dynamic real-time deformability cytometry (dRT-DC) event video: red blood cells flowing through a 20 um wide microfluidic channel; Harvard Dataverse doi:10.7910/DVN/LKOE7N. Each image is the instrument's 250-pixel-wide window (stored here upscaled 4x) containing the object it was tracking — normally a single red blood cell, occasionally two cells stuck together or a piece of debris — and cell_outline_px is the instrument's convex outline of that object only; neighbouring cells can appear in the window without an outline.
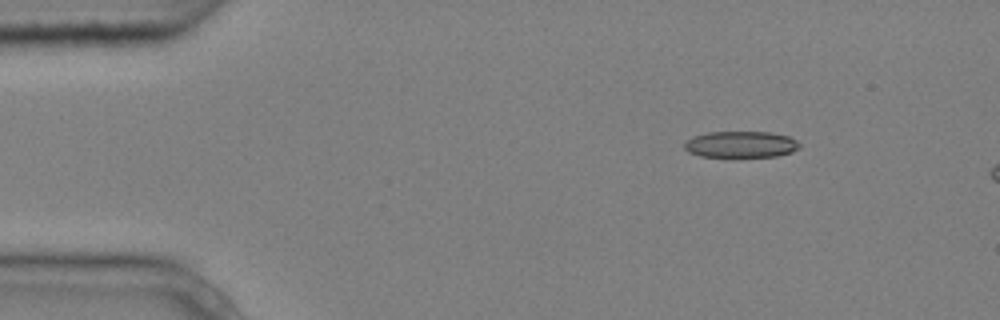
{"species": "common noctule bat (a hibernating species)", "species_latin": "Nyctalus noctula", "temperature_condition": "cold", "stored_images_in_passage": 4, "camera_frame_rate_fps": 3000, "um_per_image_px": 0.085, "animal": {"sex": "male", "body_mass_g": 20.4}, "frame": {"image": 1, "passage_image": 2, "time_ms": 0.333, "image_size_px": [1000, 320], "cell_outline_px": [[800, 148], [792, 152], [776, 156], [732, 160], [700, 156], [688, 152], [684, 148], [684, 144], [688, 140], [696, 136], [708, 132], [768, 132], [788, 136], [796, 140], [800, 144]], "centroid_in_image_um": [62.97, 12.34], "position_along_channel_um": 22.0, "area_um2": 18.55}}